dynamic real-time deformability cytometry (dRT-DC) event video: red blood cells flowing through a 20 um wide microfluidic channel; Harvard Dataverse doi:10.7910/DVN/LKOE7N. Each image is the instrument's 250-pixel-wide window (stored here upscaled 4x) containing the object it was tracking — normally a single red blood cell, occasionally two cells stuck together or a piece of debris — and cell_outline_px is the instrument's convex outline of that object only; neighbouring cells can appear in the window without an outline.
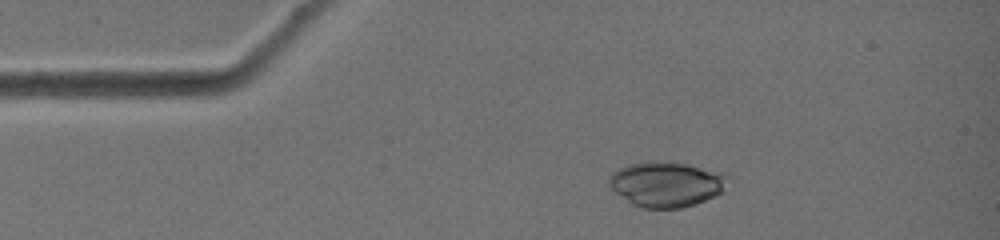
{"species": "common noctule bat (a hibernating species)", "species_latin": "Nyctalus noctula", "temperature_condition": "warm", "stored_images_in_passage": 4, "camera_frame_rate_fps": 3000, "um_per_image_px": 0.085, "animal": {"sex": "female", "body_mass_g": 19.0, "forearm_length_mm": 51.5}, "frame": {"image": 1, "passage_image": 2, "time_ms": 0.333, "image_size_px": [1000, 240], "cell_outline_px": [[728, 176], [724, 192], [696, 204], [680, 208], [640, 208], [632, 204], [616, 192], [608, 184], [608, 176], [612, 172], [628, 164], [652, 160], [672, 160]], "centroid_in_image_um": [56.59, 15.65], "position_along_channel_um": 28.4, "area_um2": 31.33}}